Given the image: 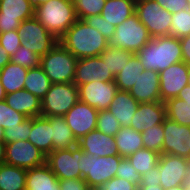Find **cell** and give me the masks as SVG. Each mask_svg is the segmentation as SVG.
<instances>
[{
	"label": "cell",
	"instance_id": "obj_6",
	"mask_svg": "<svg viewBox=\"0 0 190 190\" xmlns=\"http://www.w3.org/2000/svg\"><path fill=\"white\" fill-rule=\"evenodd\" d=\"M148 29L140 22L136 13L118 25L109 46L138 53L150 40Z\"/></svg>",
	"mask_w": 190,
	"mask_h": 190
},
{
	"label": "cell",
	"instance_id": "obj_8",
	"mask_svg": "<svg viewBox=\"0 0 190 190\" xmlns=\"http://www.w3.org/2000/svg\"><path fill=\"white\" fill-rule=\"evenodd\" d=\"M135 13L152 38L170 35L172 14L155 0H136Z\"/></svg>",
	"mask_w": 190,
	"mask_h": 190
},
{
	"label": "cell",
	"instance_id": "obj_33",
	"mask_svg": "<svg viewBox=\"0 0 190 190\" xmlns=\"http://www.w3.org/2000/svg\"><path fill=\"white\" fill-rule=\"evenodd\" d=\"M133 55L131 51L108 46L100 56L107 65L108 71L115 77L128 64Z\"/></svg>",
	"mask_w": 190,
	"mask_h": 190
},
{
	"label": "cell",
	"instance_id": "obj_50",
	"mask_svg": "<svg viewBox=\"0 0 190 190\" xmlns=\"http://www.w3.org/2000/svg\"><path fill=\"white\" fill-rule=\"evenodd\" d=\"M183 61L190 65V35L179 38Z\"/></svg>",
	"mask_w": 190,
	"mask_h": 190
},
{
	"label": "cell",
	"instance_id": "obj_19",
	"mask_svg": "<svg viewBox=\"0 0 190 190\" xmlns=\"http://www.w3.org/2000/svg\"><path fill=\"white\" fill-rule=\"evenodd\" d=\"M165 118L166 107L164 102L139 103L130 127L138 132H142L155 125L162 124Z\"/></svg>",
	"mask_w": 190,
	"mask_h": 190
},
{
	"label": "cell",
	"instance_id": "obj_51",
	"mask_svg": "<svg viewBox=\"0 0 190 190\" xmlns=\"http://www.w3.org/2000/svg\"><path fill=\"white\" fill-rule=\"evenodd\" d=\"M10 59L7 51L0 45V70L10 62Z\"/></svg>",
	"mask_w": 190,
	"mask_h": 190
},
{
	"label": "cell",
	"instance_id": "obj_44",
	"mask_svg": "<svg viewBox=\"0 0 190 190\" xmlns=\"http://www.w3.org/2000/svg\"><path fill=\"white\" fill-rule=\"evenodd\" d=\"M84 22L97 29L109 42L115 33L116 27L108 24L101 15H90L84 19Z\"/></svg>",
	"mask_w": 190,
	"mask_h": 190
},
{
	"label": "cell",
	"instance_id": "obj_28",
	"mask_svg": "<svg viewBox=\"0 0 190 190\" xmlns=\"http://www.w3.org/2000/svg\"><path fill=\"white\" fill-rule=\"evenodd\" d=\"M28 68L11 61L0 70V80L6 94L24 89Z\"/></svg>",
	"mask_w": 190,
	"mask_h": 190
},
{
	"label": "cell",
	"instance_id": "obj_37",
	"mask_svg": "<svg viewBox=\"0 0 190 190\" xmlns=\"http://www.w3.org/2000/svg\"><path fill=\"white\" fill-rule=\"evenodd\" d=\"M190 35V8L172 14L170 36L181 38Z\"/></svg>",
	"mask_w": 190,
	"mask_h": 190
},
{
	"label": "cell",
	"instance_id": "obj_27",
	"mask_svg": "<svg viewBox=\"0 0 190 190\" xmlns=\"http://www.w3.org/2000/svg\"><path fill=\"white\" fill-rule=\"evenodd\" d=\"M50 123L52 126L53 151L70 149L78 145V141L67 125L64 116H50Z\"/></svg>",
	"mask_w": 190,
	"mask_h": 190
},
{
	"label": "cell",
	"instance_id": "obj_18",
	"mask_svg": "<svg viewBox=\"0 0 190 190\" xmlns=\"http://www.w3.org/2000/svg\"><path fill=\"white\" fill-rule=\"evenodd\" d=\"M100 80L104 82L115 81V77L108 71V67L100 55L78 59L73 81L77 87Z\"/></svg>",
	"mask_w": 190,
	"mask_h": 190
},
{
	"label": "cell",
	"instance_id": "obj_15",
	"mask_svg": "<svg viewBox=\"0 0 190 190\" xmlns=\"http://www.w3.org/2000/svg\"><path fill=\"white\" fill-rule=\"evenodd\" d=\"M98 110L80 100L64 115L65 121L78 141L96 130Z\"/></svg>",
	"mask_w": 190,
	"mask_h": 190
},
{
	"label": "cell",
	"instance_id": "obj_34",
	"mask_svg": "<svg viewBox=\"0 0 190 190\" xmlns=\"http://www.w3.org/2000/svg\"><path fill=\"white\" fill-rule=\"evenodd\" d=\"M160 154L156 151L142 148L127 158L132 166L143 176L158 165Z\"/></svg>",
	"mask_w": 190,
	"mask_h": 190
},
{
	"label": "cell",
	"instance_id": "obj_48",
	"mask_svg": "<svg viewBox=\"0 0 190 190\" xmlns=\"http://www.w3.org/2000/svg\"><path fill=\"white\" fill-rule=\"evenodd\" d=\"M60 190H91L87 182L81 179H59Z\"/></svg>",
	"mask_w": 190,
	"mask_h": 190
},
{
	"label": "cell",
	"instance_id": "obj_56",
	"mask_svg": "<svg viewBox=\"0 0 190 190\" xmlns=\"http://www.w3.org/2000/svg\"><path fill=\"white\" fill-rule=\"evenodd\" d=\"M30 1H31L32 6L35 8V7H38L42 4H44L48 0H30Z\"/></svg>",
	"mask_w": 190,
	"mask_h": 190
},
{
	"label": "cell",
	"instance_id": "obj_38",
	"mask_svg": "<svg viewBox=\"0 0 190 190\" xmlns=\"http://www.w3.org/2000/svg\"><path fill=\"white\" fill-rule=\"evenodd\" d=\"M77 18L84 20L90 15H100L106 0H72Z\"/></svg>",
	"mask_w": 190,
	"mask_h": 190
},
{
	"label": "cell",
	"instance_id": "obj_39",
	"mask_svg": "<svg viewBox=\"0 0 190 190\" xmlns=\"http://www.w3.org/2000/svg\"><path fill=\"white\" fill-rule=\"evenodd\" d=\"M96 129L101 133L114 137L121 126L117 118L107 109L98 112Z\"/></svg>",
	"mask_w": 190,
	"mask_h": 190
},
{
	"label": "cell",
	"instance_id": "obj_53",
	"mask_svg": "<svg viewBox=\"0 0 190 190\" xmlns=\"http://www.w3.org/2000/svg\"><path fill=\"white\" fill-rule=\"evenodd\" d=\"M138 190H164L161 186L156 184H140Z\"/></svg>",
	"mask_w": 190,
	"mask_h": 190
},
{
	"label": "cell",
	"instance_id": "obj_20",
	"mask_svg": "<svg viewBox=\"0 0 190 190\" xmlns=\"http://www.w3.org/2000/svg\"><path fill=\"white\" fill-rule=\"evenodd\" d=\"M129 93L139 103L161 101L159 73L144 69Z\"/></svg>",
	"mask_w": 190,
	"mask_h": 190
},
{
	"label": "cell",
	"instance_id": "obj_23",
	"mask_svg": "<svg viewBox=\"0 0 190 190\" xmlns=\"http://www.w3.org/2000/svg\"><path fill=\"white\" fill-rule=\"evenodd\" d=\"M25 190H60L59 179L44 163L27 170Z\"/></svg>",
	"mask_w": 190,
	"mask_h": 190
},
{
	"label": "cell",
	"instance_id": "obj_55",
	"mask_svg": "<svg viewBox=\"0 0 190 190\" xmlns=\"http://www.w3.org/2000/svg\"><path fill=\"white\" fill-rule=\"evenodd\" d=\"M5 163V142H0V165Z\"/></svg>",
	"mask_w": 190,
	"mask_h": 190
},
{
	"label": "cell",
	"instance_id": "obj_57",
	"mask_svg": "<svg viewBox=\"0 0 190 190\" xmlns=\"http://www.w3.org/2000/svg\"><path fill=\"white\" fill-rule=\"evenodd\" d=\"M6 97V92L2 86L1 80H0V101H4Z\"/></svg>",
	"mask_w": 190,
	"mask_h": 190
},
{
	"label": "cell",
	"instance_id": "obj_13",
	"mask_svg": "<svg viewBox=\"0 0 190 190\" xmlns=\"http://www.w3.org/2000/svg\"><path fill=\"white\" fill-rule=\"evenodd\" d=\"M117 91L115 81H92L78 86L79 100L98 111L108 109Z\"/></svg>",
	"mask_w": 190,
	"mask_h": 190
},
{
	"label": "cell",
	"instance_id": "obj_59",
	"mask_svg": "<svg viewBox=\"0 0 190 190\" xmlns=\"http://www.w3.org/2000/svg\"><path fill=\"white\" fill-rule=\"evenodd\" d=\"M0 142H4V129L0 126Z\"/></svg>",
	"mask_w": 190,
	"mask_h": 190
},
{
	"label": "cell",
	"instance_id": "obj_49",
	"mask_svg": "<svg viewBox=\"0 0 190 190\" xmlns=\"http://www.w3.org/2000/svg\"><path fill=\"white\" fill-rule=\"evenodd\" d=\"M160 176L158 165L150 170L147 174L141 176L140 184H156L160 186Z\"/></svg>",
	"mask_w": 190,
	"mask_h": 190
},
{
	"label": "cell",
	"instance_id": "obj_47",
	"mask_svg": "<svg viewBox=\"0 0 190 190\" xmlns=\"http://www.w3.org/2000/svg\"><path fill=\"white\" fill-rule=\"evenodd\" d=\"M162 8L169 11L171 14L188 9L187 0H155Z\"/></svg>",
	"mask_w": 190,
	"mask_h": 190
},
{
	"label": "cell",
	"instance_id": "obj_24",
	"mask_svg": "<svg viewBox=\"0 0 190 190\" xmlns=\"http://www.w3.org/2000/svg\"><path fill=\"white\" fill-rule=\"evenodd\" d=\"M138 105L139 102L131 96L129 91L118 90L108 110L117 118L121 127H130Z\"/></svg>",
	"mask_w": 190,
	"mask_h": 190
},
{
	"label": "cell",
	"instance_id": "obj_25",
	"mask_svg": "<svg viewBox=\"0 0 190 190\" xmlns=\"http://www.w3.org/2000/svg\"><path fill=\"white\" fill-rule=\"evenodd\" d=\"M28 141L46 156L53 151L50 117L35 116L32 118V127Z\"/></svg>",
	"mask_w": 190,
	"mask_h": 190
},
{
	"label": "cell",
	"instance_id": "obj_2",
	"mask_svg": "<svg viewBox=\"0 0 190 190\" xmlns=\"http://www.w3.org/2000/svg\"><path fill=\"white\" fill-rule=\"evenodd\" d=\"M136 55L144 69L158 73L183 61L180 40L170 35L152 38Z\"/></svg>",
	"mask_w": 190,
	"mask_h": 190
},
{
	"label": "cell",
	"instance_id": "obj_16",
	"mask_svg": "<svg viewBox=\"0 0 190 190\" xmlns=\"http://www.w3.org/2000/svg\"><path fill=\"white\" fill-rule=\"evenodd\" d=\"M161 102L176 98L188 85V65L182 61L159 73Z\"/></svg>",
	"mask_w": 190,
	"mask_h": 190
},
{
	"label": "cell",
	"instance_id": "obj_26",
	"mask_svg": "<svg viewBox=\"0 0 190 190\" xmlns=\"http://www.w3.org/2000/svg\"><path fill=\"white\" fill-rule=\"evenodd\" d=\"M136 0H106L101 16L115 27L135 13Z\"/></svg>",
	"mask_w": 190,
	"mask_h": 190
},
{
	"label": "cell",
	"instance_id": "obj_1",
	"mask_svg": "<svg viewBox=\"0 0 190 190\" xmlns=\"http://www.w3.org/2000/svg\"><path fill=\"white\" fill-rule=\"evenodd\" d=\"M77 59L101 55L109 46L108 40L97 30L78 19L59 39Z\"/></svg>",
	"mask_w": 190,
	"mask_h": 190
},
{
	"label": "cell",
	"instance_id": "obj_9",
	"mask_svg": "<svg viewBox=\"0 0 190 190\" xmlns=\"http://www.w3.org/2000/svg\"><path fill=\"white\" fill-rule=\"evenodd\" d=\"M17 33L22 40L21 46L38 54L40 57L47 54L59 40L35 18L23 20Z\"/></svg>",
	"mask_w": 190,
	"mask_h": 190
},
{
	"label": "cell",
	"instance_id": "obj_45",
	"mask_svg": "<svg viewBox=\"0 0 190 190\" xmlns=\"http://www.w3.org/2000/svg\"><path fill=\"white\" fill-rule=\"evenodd\" d=\"M21 44L22 40L17 30L0 33V45L7 51L10 57L17 52Z\"/></svg>",
	"mask_w": 190,
	"mask_h": 190
},
{
	"label": "cell",
	"instance_id": "obj_3",
	"mask_svg": "<svg viewBox=\"0 0 190 190\" xmlns=\"http://www.w3.org/2000/svg\"><path fill=\"white\" fill-rule=\"evenodd\" d=\"M34 17L58 40L78 20L69 0H48L34 8Z\"/></svg>",
	"mask_w": 190,
	"mask_h": 190
},
{
	"label": "cell",
	"instance_id": "obj_43",
	"mask_svg": "<svg viewBox=\"0 0 190 190\" xmlns=\"http://www.w3.org/2000/svg\"><path fill=\"white\" fill-rule=\"evenodd\" d=\"M115 177L126 179L128 182L136 185L137 187L141 183V175L132 166L131 162L128 160L127 157H123L120 160Z\"/></svg>",
	"mask_w": 190,
	"mask_h": 190
},
{
	"label": "cell",
	"instance_id": "obj_11",
	"mask_svg": "<svg viewBox=\"0 0 190 190\" xmlns=\"http://www.w3.org/2000/svg\"><path fill=\"white\" fill-rule=\"evenodd\" d=\"M46 155L28 140L5 144V163L32 169L46 163Z\"/></svg>",
	"mask_w": 190,
	"mask_h": 190
},
{
	"label": "cell",
	"instance_id": "obj_36",
	"mask_svg": "<svg viewBox=\"0 0 190 190\" xmlns=\"http://www.w3.org/2000/svg\"><path fill=\"white\" fill-rule=\"evenodd\" d=\"M141 133L144 148L162 154V145L164 142L163 123L143 130Z\"/></svg>",
	"mask_w": 190,
	"mask_h": 190
},
{
	"label": "cell",
	"instance_id": "obj_46",
	"mask_svg": "<svg viewBox=\"0 0 190 190\" xmlns=\"http://www.w3.org/2000/svg\"><path fill=\"white\" fill-rule=\"evenodd\" d=\"M94 190H138V187L126 179L114 177Z\"/></svg>",
	"mask_w": 190,
	"mask_h": 190
},
{
	"label": "cell",
	"instance_id": "obj_17",
	"mask_svg": "<svg viewBox=\"0 0 190 190\" xmlns=\"http://www.w3.org/2000/svg\"><path fill=\"white\" fill-rule=\"evenodd\" d=\"M190 160L170 154H160L158 161L160 186L163 189L184 185L185 171Z\"/></svg>",
	"mask_w": 190,
	"mask_h": 190
},
{
	"label": "cell",
	"instance_id": "obj_42",
	"mask_svg": "<svg viewBox=\"0 0 190 190\" xmlns=\"http://www.w3.org/2000/svg\"><path fill=\"white\" fill-rule=\"evenodd\" d=\"M10 61L31 69L40 66L41 57L28 48L20 46L17 52L11 56Z\"/></svg>",
	"mask_w": 190,
	"mask_h": 190
},
{
	"label": "cell",
	"instance_id": "obj_7",
	"mask_svg": "<svg viewBox=\"0 0 190 190\" xmlns=\"http://www.w3.org/2000/svg\"><path fill=\"white\" fill-rule=\"evenodd\" d=\"M79 101L74 83H52L41 100V116H64Z\"/></svg>",
	"mask_w": 190,
	"mask_h": 190
},
{
	"label": "cell",
	"instance_id": "obj_54",
	"mask_svg": "<svg viewBox=\"0 0 190 190\" xmlns=\"http://www.w3.org/2000/svg\"><path fill=\"white\" fill-rule=\"evenodd\" d=\"M186 175L184 177V187L190 189V163L185 171Z\"/></svg>",
	"mask_w": 190,
	"mask_h": 190
},
{
	"label": "cell",
	"instance_id": "obj_10",
	"mask_svg": "<svg viewBox=\"0 0 190 190\" xmlns=\"http://www.w3.org/2000/svg\"><path fill=\"white\" fill-rule=\"evenodd\" d=\"M83 153L78 145L70 149L54 150L46 157V163L58 179H81L78 161Z\"/></svg>",
	"mask_w": 190,
	"mask_h": 190
},
{
	"label": "cell",
	"instance_id": "obj_58",
	"mask_svg": "<svg viewBox=\"0 0 190 190\" xmlns=\"http://www.w3.org/2000/svg\"><path fill=\"white\" fill-rule=\"evenodd\" d=\"M164 190H186V188L184 187V185H180L177 187H171V188L164 189Z\"/></svg>",
	"mask_w": 190,
	"mask_h": 190
},
{
	"label": "cell",
	"instance_id": "obj_32",
	"mask_svg": "<svg viewBox=\"0 0 190 190\" xmlns=\"http://www.w3.org/2000/svg\"><path fill=\"white\" fill-rule=\"evenodd\" d=\"M49 78L44 70L39 66L28 69V73L24 82V90L34 94L40 100L46 95L51 86Z\"/></svg>",
	"mask_w": 190,
	"mask_h": 190
},
{
	"label": "cell",
	"instance_id": "obj_40",
	"mask_svg": "<svg viewBox=\"0 0 190 190\" xmlns=\"http://www.w3.org/2000/svg\"><path fill=\"white\" fill-rule=\"evenodd\" d=\"M32 127V118H26L21 124L4 130V142L13 143L15 141L28 140Z\"/></svg>",
	"mask_w": 190,
	"mask_h": 190
},
{
	"label": "cell",
	"instance_id": "obj_29",
	"mask_svg": "<svg viewBox=\"0 0 190 190\" xmlns=\"http://www.w3.org/2000/svg\"><path fill=\"white\" fill-rule=\"evenodd\" d=\"M121 157H128L137 150L144 148L142 133L131 127H121L114 136Z\"/></svg>",
	"mask_w": 190,
	"mask_h": 190
},
{
	"label": "cell",
	"instance_id": "obj_5",
	"mask_svg": "<svg viewBox=\"0 0 190 190\" xmlns=\"http://www.w3.org/2000/svg\"><path fill=\"white\" fill-rule=\"evenodd\" d=\"M120 155L113 156H91L85 152L81 155L80 162L81 178H83L91 190L106 183L116 175Z\"/></svg>",
	"mask_w": 190,
	"mask_h": 190
},
{
	"label": "cell",
	"instance_id": "obj_4",
	"mask_svg": "<svg viewBox=\"0 0 190 190\" xmlns=\"http://www.w3.org/2000/svg\"><path fill=\"white\" fill-rule=\"evenodd\" d=\"M78 59L61 43L41 57L40 67L51 83H73Z\"/></svg>",
	"mask_w": 190,
	"mask_h": 190
},
{
	"label": "cell",
	"instance_id": "obj_31",
	"mask_svg": "<svg viewBox=\"0 0 190 190\" xmlns=\"http://www.w3.org/2000/svg\"><path fill=\"white\" fill-rule=\"evenodd\" d=\"M143 71V65L138 56L134 54L129 59L128 64L124 66L123 70L115 76V84L118 90L130 91Z\"/></svg>",
	"mask_w": 190,
	"mask_h": 190
},
{
	"label": "cell",
	"instance_id": "obj_52",
	"mask_svg": "<svg viewBox=\"0 0 190 190\" xmlns=\"http://www.w3.org/2000/svg\"><path fill=\"white\" fill-rule=\"evenodd\" d=\"M177 98L185 101L186 103H190V85L185 86L180 93L178 94Z\"/></svg>",
	"mask_w": 190,
	"mask_h": 190
},
{
	"label": "cell",
	"instance_id": "obj_60",
	"mask_svg": "<svg viewBox=\"0 0 190 190\" xmlns=\"http://www.w3.org/2000/svg\"><path fill=\"white\" fill-rule=\"evenodd\" d=\"M188 85H190V65H188Z\"/></svg>",
	"mask_w": 190,
	"mask_h": 190
},
{
	"label": "cell",
	"instance_id": "obj_21",
	"mask_svg": "<svg viewBox=\"0 0 190 190\" xmlns=\"http://www.w3.org/2000/svg\"><path fill=\"white\" fill-rule=\"evenodd\" d=\"M78 146L91 156H113L119 155L115 138L110 135L93 130L78 140Z\"/></svg>",
	"mask_w": 190,
	"mask_h": 190
},
{
	"label": "cell",
	"instance_id": "obj_22",
	"mask_svg": "<svg viewBox=\"0 0 190 190\" xmlns=\"http://www.w3.org/2000/svg\"><path fill=\"white\" fill-rule=\"evenodd\" d=\"M5 102L13 110L27 118L41 116V100L27 90H19L6 94Z\"/></svg>",
	"mask_w": 190,
	"mask_h": 190
},
{
	"label": "cell",
	"instance_id": "obj_35",
	"mask_svg": "<svg viewBox=\"0 0 190 190\" xmlns=\"http://www.w3.org/2000/svg\"><path fill=\"white\" fill-rule=\"evenodd\" d=\"M165 103L166 117L178 124L190 127V103L179 98H172Z\"/></svg>",
	"mask_w": 190,
	"mask_h": 190
},
{
	"label": "cell",
	"instance_id": "obj_30",
	"mask_svg": "<svg viewBox=\"0 0 190 190\" xmlns=\"http://www.w3.org/2000/svg\"><path fill=\"white\" fill-rule=\"evenodd\" d=\"M27 170L14 165H0V190H25Z\"/></svg>",
	"mask_w": 190,
	"mask_h": 190
},
{
	"label": "cell",
	"instance_id": "obj_12",
	"mask_svg": "<svg viewBox=\"0 0 190 190\" xmlns=\"http://www.w3.org/2000/svg\"><path fill=\"white\" fill-rule=\"evenodd\" d=\"M164 142L162 154L180 156L190 160V127L165 118L163 122Z\"/></svg>",
	"mask_w": 190,
	"mask_h": 190
},
{
	"label": "cell",
	"instance_id": "obj_41",
	"mask_svg": "<svg viewBox=\"0 0 190 190\" xmlns=\"http://www.w3.org/2000/svg\"><path fill=\"white\" fill-rule=\"evenodd\" d=\"M27 117L22 113L13 110L4 101H0V126L2 129L17 126L21 124Z\"/></svg>",
	"mask_w": 190,
	"mask_h": 190
},
{
	"label": "cell",
	"instance_id": "obj_14",
	"mask_svg": "<svg viewBox=\"0 0 190 190\" xmlns=\"http://www.w3.org/2000/svg\"><path fill=\"white\" fill-rule=\"evenodd\" d=\"M34 17L30 0H0V33L17 30L23 20Z\"/></svg>",
	"mask_w": 190,
	"mask_h": 190
}]
</instances>
